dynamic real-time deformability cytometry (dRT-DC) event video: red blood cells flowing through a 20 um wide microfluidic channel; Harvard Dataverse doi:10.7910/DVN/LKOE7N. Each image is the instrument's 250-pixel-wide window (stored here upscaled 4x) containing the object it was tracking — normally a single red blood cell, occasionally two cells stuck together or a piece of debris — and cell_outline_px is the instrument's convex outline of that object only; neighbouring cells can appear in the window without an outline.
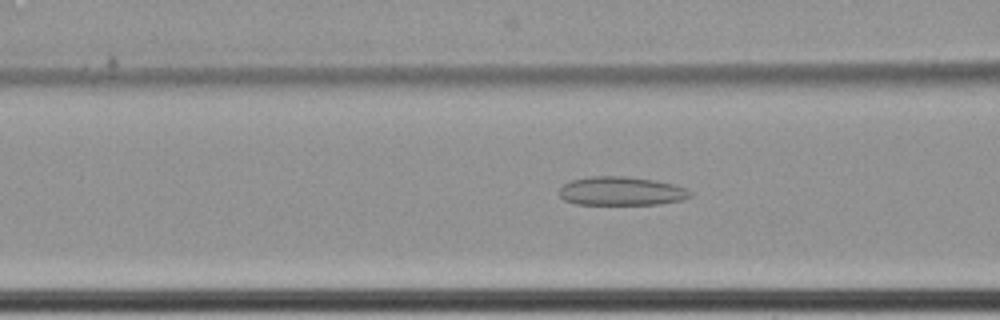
{"species": "common noctule bat (a hibernating species)", "species_latin": "Nyctalus noctula", "temperature_condition": "cold", "stored_images_in_passage": 58, "camera_frame_rate_fps": 3000, "um_per_image_px": 0.085, "animal": {"sex": "female", "body_mass_g": 22.7, "forearm_length_mm": 54.2}, "frame": {"image": 1, "passage_image": 23, "time_ms": 7.333, "image_size_px": [1000, 320], "cell_outline_px": [[692, 196], [684, 200], [660, 204], [576, 204], [564, 200], [560, 196], [560, 188], [564, 184], [572, 180], [592, 176], [624, 176], [656, 180], [676, 184], [688, 188], [692, 192]], "centroid_in_image_um": [52.88, 16.24], "position_along_channel_um": 113.7, "area_um2": 22.14}}
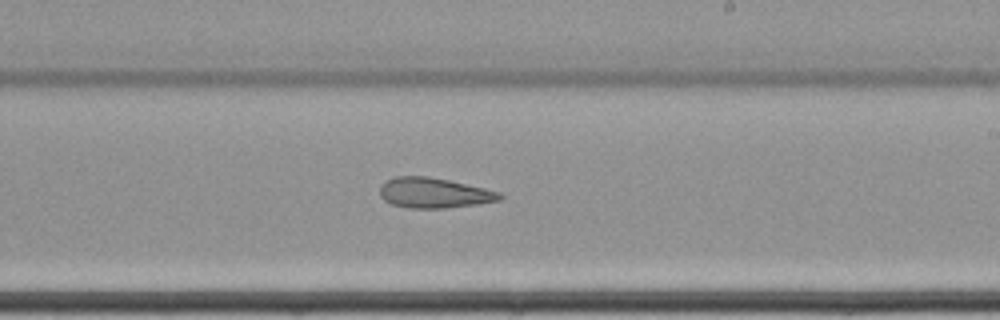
{"frame": {"image": 2, "passage_image": 35, "time_ms": 11.333, "image_size_px": [1000, 320], "cell_outline_px": [[504, 196], [500, 200], [480, 204], [444, 208], [408, 208], [392, 204], [384, 200], [380, 196], [380, 188], [388, 180], [396, 176], [428, 176], [448, 180], [484, 188], [500, 192]], "centroid_in_image_um": [36.91, 16.4], "position_along_channel_um": 252.1, "area_um2": 21.04}}
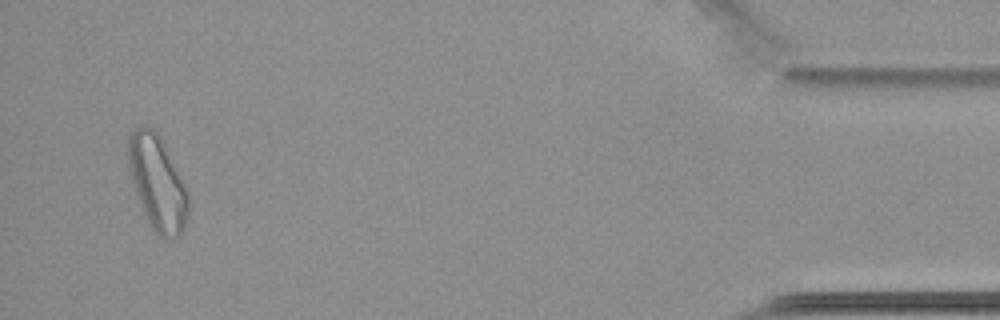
{"frame": {"image": 3, "passage_image": 56, "time_ms": 18.333, "image_size_px": [1000, 320], "cell_outline_px": [[188, 212], [184, 224], [180, 232], [176, 236], [164, 240], [152, 228], [136, 196], [128, 164], [128, 136], [136, 128], [152, 128], [160, 136], [188, 192]], "centroid_in_image_um": [13.36, 15.55], "position_along_channel_um": 421.8, "area_um2": 32.25}, "authors_computed_cell_mechanics": {"area_um2": 25.9233, "velocity_mm_per_s": 3.4576, "shape_relaxation_time_tau1_ms": null, "shape_relaxation_time_tau2_ms": 4.0428, "deformation_change_tau1": null, "deformation_change_tau2": 0.1264}}